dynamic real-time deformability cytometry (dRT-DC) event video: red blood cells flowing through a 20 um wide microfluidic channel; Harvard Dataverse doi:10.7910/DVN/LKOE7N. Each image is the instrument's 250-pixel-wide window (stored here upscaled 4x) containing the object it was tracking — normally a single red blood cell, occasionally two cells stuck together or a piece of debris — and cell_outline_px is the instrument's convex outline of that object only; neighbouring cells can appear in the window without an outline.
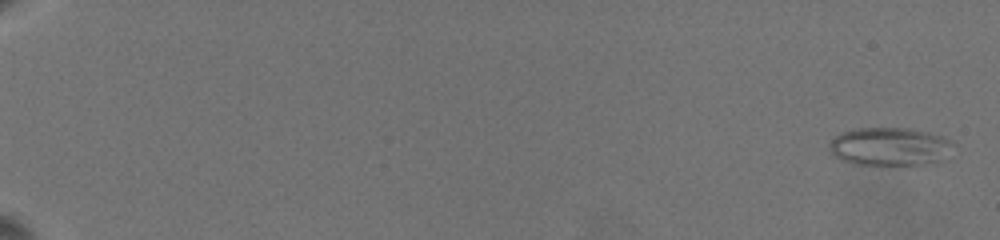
{"species": "common noctule bat (a hibernating species)", "species_latin": "Nyctalus noctula", "temperature_condition": "warm", "stored_images_in_passage": 14, "camera_frame_rate_fps": 3000, "um_per_image_px": 0.085, "animal": {"sex": "female", "body_mass_g": 19.5, "forearm_length_mm": 54.1}, "frame": {"image": 1, "passage_image": 1, "time_ms": 0.0, "image_size_px": [1000, 240], "cell_outline_px": [[956, 144], [940, 160], [916, 164], [880, 168], [856, 164], [840, 160], [828, 148], [828, 144], [840, 132], [856, 128], [912, 128], [944, 136], [952, 140]], "centroid_in_image_um": [75.6, 12.47], "position_along_channel_um": 9.4, "area_um2": 28.32}}
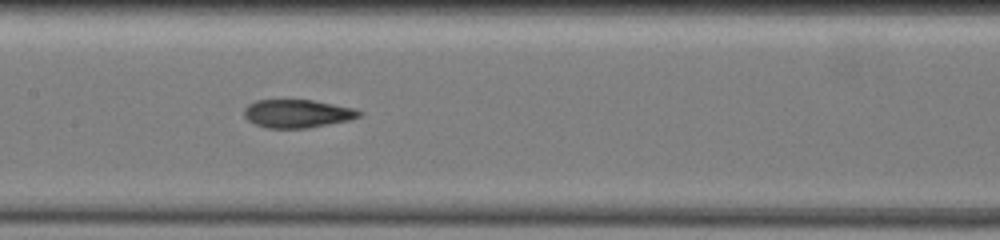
{"frame": {"image": 2, "passage_image": 12, "time_ms": 11.333, "image_size_px": [1000, 240], "cell_outline_px": [[364, 112], [360, 116], [348, 120], [308, 128], [268, 128], [256, 124], [248, 120], [244, 116], [244, 108], [248, 104], [256, 100], [312, 100], [352, 108]], "centroid_in_image_um": [25.25, 9.65], "position_along_channel_um": 182.2, "area_um2": 18.73}}
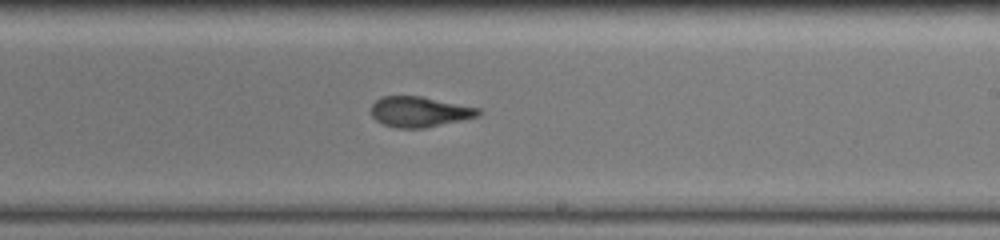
{"frame": {"image": 3, "passage_image": 14, "time_ms": 13.333, "image_size_px": [1000, 240], "cell_outline_px": [[480, 116], [424, 128], [396, 128], [384, 124], [376, 120], [372, 116], [372, 104], [376, 100], [384, 96], [420, 96], [480, 108]], "centroid_in_image_um": [35.66, 9.5], "position_along_channel_um": 253.3, "area_um2": 18.84}}